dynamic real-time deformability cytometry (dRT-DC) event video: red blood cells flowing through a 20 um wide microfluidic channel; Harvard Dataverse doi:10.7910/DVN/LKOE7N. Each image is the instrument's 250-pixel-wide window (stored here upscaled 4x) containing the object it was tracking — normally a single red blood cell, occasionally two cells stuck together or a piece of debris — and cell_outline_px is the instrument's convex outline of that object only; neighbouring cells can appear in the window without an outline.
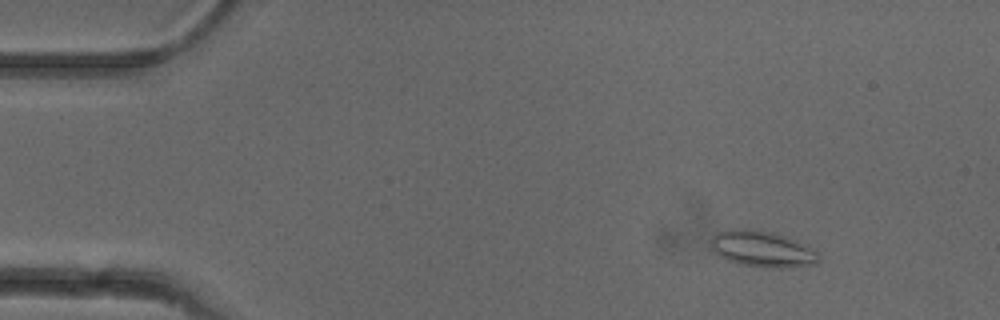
{"species": "common noctule bat (a hibernating species)", "species_latin": "Nyctalus noctula", "temperature_condition": "cold", "stored_images_in_passage": 6, "camera_frame_rate_fps": 3000, "um_per_image_px": 0.085, "animal": {"sex": "female"}, "frame": {"image": 1, "passage_image": 1, "time_ms": 0.0, "image_size_px": [1000, 320], "cell_outline_px": [[820, 260], [816, 264], [780, 268], [764, 268], [740, 264], [728, 260], [720, 256], [712, 248], [712, 236], [716, 232], [732, 228], [744, 228], [772, 232], [788, 236], [820, 252]], "centroid_in_image_um": [64.83, 21.16], "position_along_channel_um": 20.2, "area_um2": 22.95}}
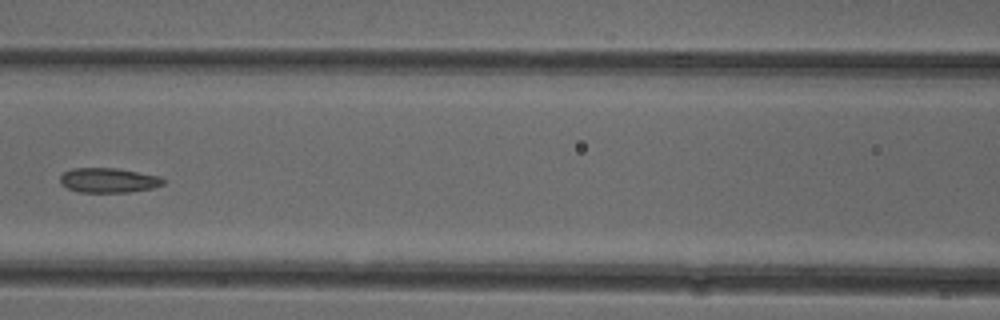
{"frame": {"image": 2, "passage_image": 6, "time_ms": 5.667, "image_size_px": [1000, 320], "cell_outline_px": [[168, 180], [164, 184], [152, 188], [128, 192], [80, 192], [68, 188], [60, 184], [60, 176], [64, 172], [72, 168], [116, 168], [160, 176]], "centroid_in_image_um": [9.24, 15.32], "position_along_channel_um": 157.4, "area_um2": 14.91}}